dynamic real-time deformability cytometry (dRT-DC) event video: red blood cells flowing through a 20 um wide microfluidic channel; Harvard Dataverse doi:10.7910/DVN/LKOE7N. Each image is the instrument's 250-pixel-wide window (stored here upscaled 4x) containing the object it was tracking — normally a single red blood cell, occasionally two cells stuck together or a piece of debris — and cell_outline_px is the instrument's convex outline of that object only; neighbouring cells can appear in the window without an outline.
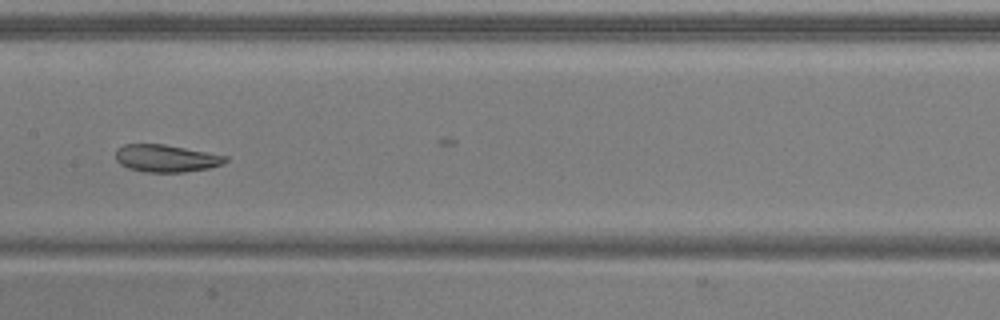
{"species": "common noctule bat (a hibernating species)", "species_latin": "Nyctalus noctula", "temperature_condition": "warm", "stored_images_in_passage": 40, "camera_frame_rate_fps": 3000, "um_per_image_px": 0.085, "animal": {"sex": "male", "body_mass_g": 20.5, "forearm_length_mm": 52.5}, "frame": {"image": 1, "passage_image": 28, "time_ms": 9.0, "image_size_px": [1000, 320], "cell_outline_px": [[228, 160], [224, 164], [208, 168], [184, 172], [144, 172], [128, 168], [120, 164], [116, 160], [116, 148], [124, 144], [164, 144], [228, 156]], "centroid_in_image_um": [14.11, 13.46], "position_along_channel_um": 193.3, "area_um2": 17.57}}
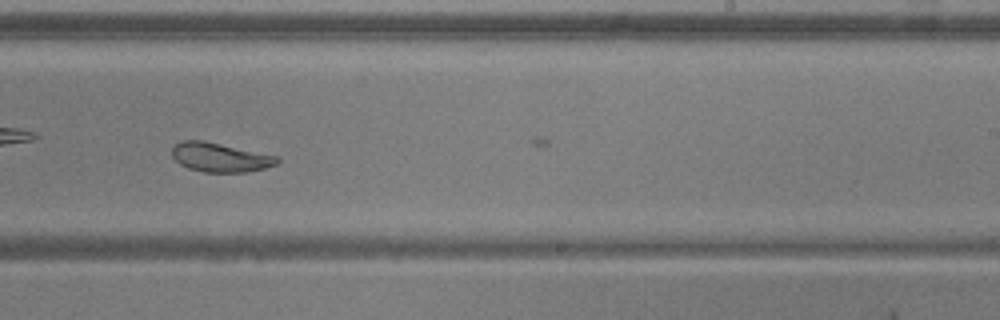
{"frame": {"image": 2, "passage_image": 34, "time_ms": 11.0, "image_size_px": [1000, 320], "cell_outline_px": [[280, 160], [276, 164], [264, 168], [248, 172], [204, 172], [188, 168], [180, 164], [172, 156], [172, 148], [180, 140], [204, 140], [280, 156]], "centroid_in_image_um": [18.73, 13.36], "position_along_channel_um": 270.3, "area_um2": 18.03}}